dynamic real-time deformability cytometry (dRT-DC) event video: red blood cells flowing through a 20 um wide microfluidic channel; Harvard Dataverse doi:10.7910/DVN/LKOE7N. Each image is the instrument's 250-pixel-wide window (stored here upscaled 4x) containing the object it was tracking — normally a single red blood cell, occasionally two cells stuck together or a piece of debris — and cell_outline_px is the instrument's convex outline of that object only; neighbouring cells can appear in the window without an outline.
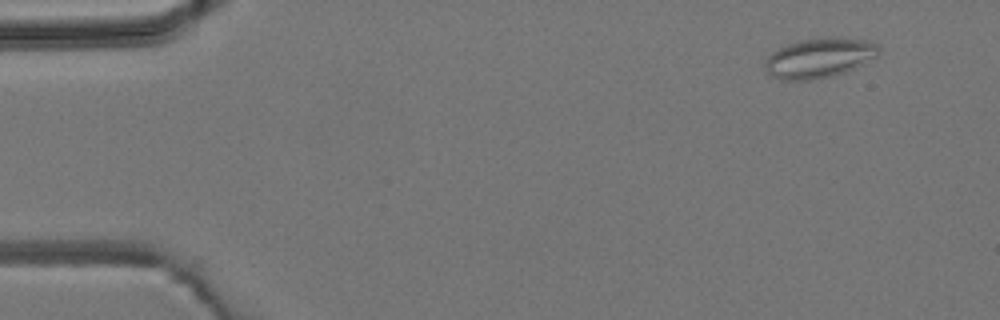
{"species": "common noctule bat (a hibernating species)", "species_latin": "Nyctalus noctula", "temperature_condition": "room temperature", "stored_images_in_passage": 4, "camera_frame_rate_fps": 3000, "um_per_image_px": 0.085, "animal": {"sex": "male", "body_mass_g": 19.2, "forearm_length_mm": 51.8}, "frame": {"image": 1, "passage_image": 1, "time_ms": 0.0, "image_size_px": [1000, 320], "cell_outline_px": [[880, 56], [844, 72], [832, 76], [812, 80], [780, 80], [772, 76], [768, 72], [764, 64], [764, 60], [772, 52], [788, 44], [800, 40], [828, 36], [840, 36], [868, 40], [876, 44], [880, 48]], "centroid_in_image_um": [69.68, 4.9], "position_along_channel_um": 15.3, "area_um2": 26.76}}